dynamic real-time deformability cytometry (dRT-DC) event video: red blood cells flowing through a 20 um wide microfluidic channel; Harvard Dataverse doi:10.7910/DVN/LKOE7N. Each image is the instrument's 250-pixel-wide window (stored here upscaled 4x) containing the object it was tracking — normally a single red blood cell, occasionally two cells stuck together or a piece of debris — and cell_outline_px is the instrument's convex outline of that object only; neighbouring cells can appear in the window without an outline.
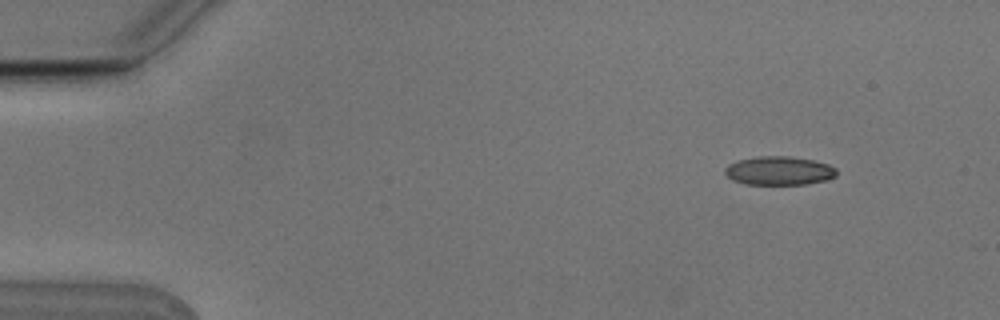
{"species": "Egyptian fruit bat (a non-hibernating species)", "species_latin": "Rousettus aegyptiacus", "temperature_condition": "cold", "stored_images_in_passage": 3, "camera_frame_rate_fps": 3000, "um_per_image_px": 0.085, "animal": {"sex": "male"}, "frame": {"image": 1, "passage_image": 1, "time_ms": 0.0, "image_size_px": [1000, 320], "cell_outline_px": [[836, 176], [828, 180], [808, 184], [744, 184], [732, 180], [724, 172], [724, 168], [728, 164], [740, 160], [760, 156], [788, 156], [812, 160], [828, 164], [836, 168]], "centroid_in_image_um": [66.23, 14.52], "position_along_channel_um": 18.8, "area_um2": 18.67}}